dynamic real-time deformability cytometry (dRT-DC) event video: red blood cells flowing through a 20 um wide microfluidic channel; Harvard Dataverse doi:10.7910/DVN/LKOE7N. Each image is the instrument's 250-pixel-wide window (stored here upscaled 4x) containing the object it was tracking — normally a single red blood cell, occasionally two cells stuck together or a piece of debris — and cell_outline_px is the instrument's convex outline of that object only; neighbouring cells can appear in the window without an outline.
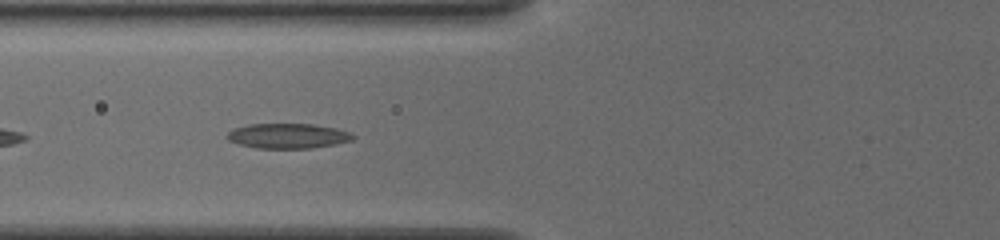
{"species": "common noctule bat (a hibernating species)", "species_latin": "Nyctalus noctula", "temperature_condition": "cold", "stored_images_in_passage": 37, "camera_frame_rate_fps": 3000, "um_per_image_px": 0.085, "animal": {"sex": "female", "body_mass_g": 19.5, "forearm_length_mm": 54.1}, "frame": {"image": 1, "passage_image": 5, "time_ms": 1.333, "image_size_px": [1000, 240], "cell_outline_px": [[356, 136], [352, 140], [336, 144], [312, 148], [256, 148], [240, 144], [228, 140], [224, 136], [228, 132], [236, 128], [248, 124], [312, 124], [336, 128], [348, 132]], "centroid_in_image_um": [24.46, 11.55], "position_along_channel_um": 101.3, "area_um2": 18.26}}
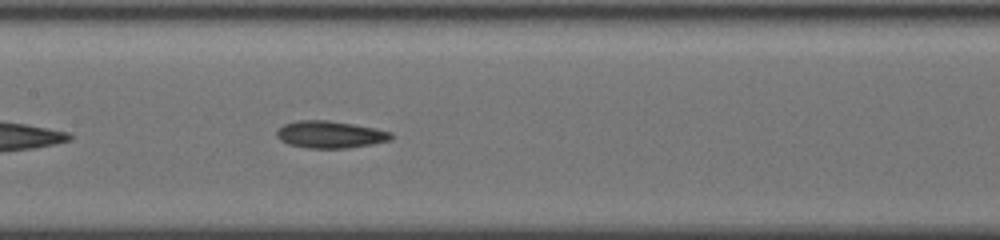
{"frame": {"image": 2, "passage_image": 11, "time_ms": 3.333, "image_size_px": [1000, 240], "cell_outline_px": [[392, 136], [388, 140], [372, 144], [348, 148], [308, 148], [288, 144], [280, 140], [276, 136], [276, 132], [284, 124], [296, 120], [328, 120], [376, 128], [392, 132]], "centroid_in_image_um": [28.04, 11.43], "position_along_channel_um": 179.4, "area_um2": 18.03}}
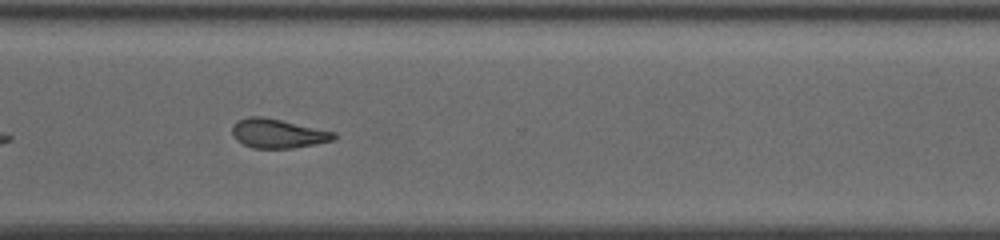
{"frame": {"image": 3, "passage_image": 24, "time_ms": 7.667, "image_size_px": [1000, 240], "cell_outline_px": [[336, 140], [292, 148], [252, 148], [236, 140], [232, 136], [232, 124], [248, 116], [264, 116], [336, 132]], "centroid_in_image_um": [23.61, 11.34], "position_along_channel_um": 347.0, "area_um2": 17.4}, "authors_computed_cell_mechanics": {"area_um2": 17.4556, "velocity_mm_per_s": 3.8806, "shape_relaxation_time_tau1_ms": 4.6297, "shape_relaxation_time_tau2_ms": 4.0116, "deformation_change_tau1": 0.1183, "deformation_change_tau2": 0.1277}}